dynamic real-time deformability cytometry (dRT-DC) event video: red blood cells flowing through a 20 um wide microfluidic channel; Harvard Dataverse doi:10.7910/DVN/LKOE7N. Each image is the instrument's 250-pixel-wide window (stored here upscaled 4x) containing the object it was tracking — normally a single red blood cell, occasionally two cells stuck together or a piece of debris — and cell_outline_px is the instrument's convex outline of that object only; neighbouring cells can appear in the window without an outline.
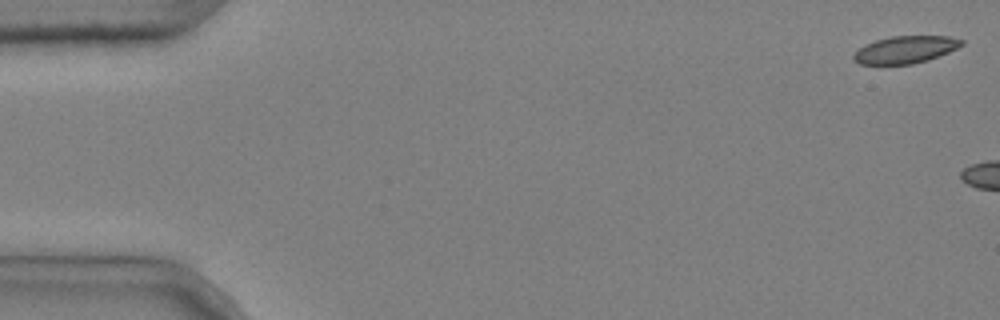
{"species": "common noctule bat (a hibernating species)", "species_latin": "Nyctalus noctula", "temperature_condition": "cold", "stored_images_in_passage": 5, "camera_frame_rate_fps": 3000, "um_per_image_px": 0.085, "animal": {"sex": "male", "body_mass_g": 20.4}, "frame": {"image": 1, "passage_image": 1, "time_ms": 0.0, "image_size_px": [1000, 320], "cell_outline_px": [[964, 44], [948, 52], [928, 60], [912, 64], [860, 64], [852, 60], [852, 56], [864, 44], [876, 40], [892, 36], [948, 36], [964, 40]], "centroid_in_image_um": [76.94, 4.22], "position_along_channel_um": 8.1, "area_um2": 17.11}}